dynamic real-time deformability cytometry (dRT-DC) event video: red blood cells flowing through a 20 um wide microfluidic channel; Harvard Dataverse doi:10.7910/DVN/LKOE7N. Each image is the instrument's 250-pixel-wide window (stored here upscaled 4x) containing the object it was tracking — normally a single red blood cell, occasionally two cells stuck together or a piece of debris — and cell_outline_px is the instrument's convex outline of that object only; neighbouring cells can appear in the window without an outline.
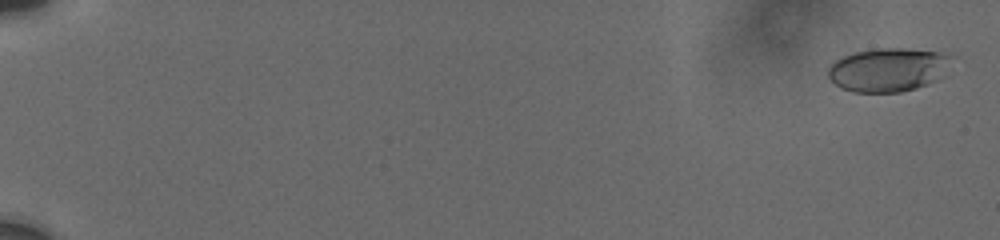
{"species": "human", "species_latin": "Homo sapiens", "temperature_condition": "cold", "stored_images_in_passage": 59, "camera_frame_rate_fps": 3000, "um_per_image_px": 0.085, "donor": {"sex": "male"}, "frame": {"image": 1, "passage_image": 1, "time_ms": 0.0, "image_size_px": [1000, 240], "cell_outline_px": [[956, 56], [944, 76], [940, 80], [916, 88], [900, 92], [852, 92], [840, 88], [828, 76], [828, 68], [836, 60], [844, 56], [856, 52], [876, 48], [904, 48], [948, 52]], "centroid_in_image_um": [75.61, 5.91], "position_along_channel_um": 9.4, "area_um2": 32.08}}
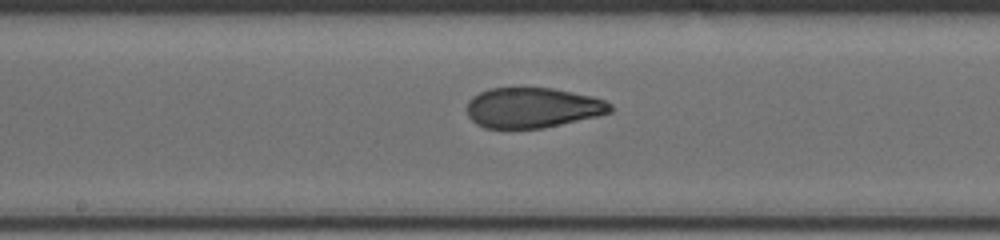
{"frame": {"image": 2, "passage_image": 29, "time_ms": 10.667, "image_size_px": [1000, 240], "cell_outline_px": [[612, 112], [596, 116], [544, 128], [484, 128], [476, 124], [468, 116], [468, 100], [472, 96], [488, 88], [552, 88], [592, 96], [604, 100], [612, 104]], "centroid_in_image_um": [45.26, 9.15], "position_along_channel_um": 202.9, "area_um2": 33.58}}
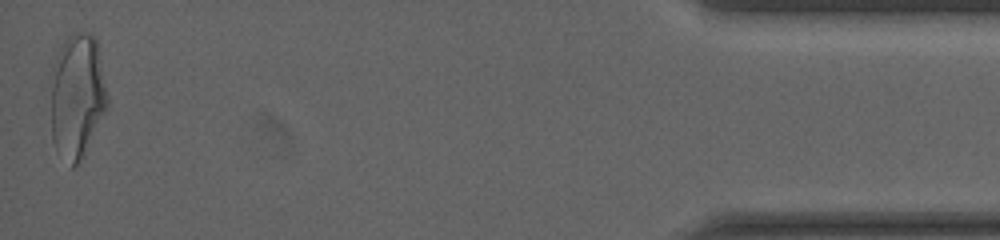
{"frame": {"image": 3, "passage_image": 59, "time_ms": 18.667, "image_size_px": [1000, 240], "cell_outline_px": [[108, 104], [76, 164], [72, 168], [56, 148], [52, 140], [52, 64], [64, 40], [68, 36], [76, 32], [84, 32], [92, 36], [96, 40], [108, 96]], "centroid_in_image_um": [6.53, 8.08], "position_along_channel_um": 428.7, "area_um2": 39.82}, "authors_computed_cell_mechanics": {"area_um2": 34.391, "velocity_mm_per_s": 3.7566, "shape_relaxation_time_tau1_ms": 6.1647, "shape_relaxation_time_tau2_ms": 1.2061, "deformation_change_tau1": 0.1964, "deformation_change_tau2": 0.0699}}